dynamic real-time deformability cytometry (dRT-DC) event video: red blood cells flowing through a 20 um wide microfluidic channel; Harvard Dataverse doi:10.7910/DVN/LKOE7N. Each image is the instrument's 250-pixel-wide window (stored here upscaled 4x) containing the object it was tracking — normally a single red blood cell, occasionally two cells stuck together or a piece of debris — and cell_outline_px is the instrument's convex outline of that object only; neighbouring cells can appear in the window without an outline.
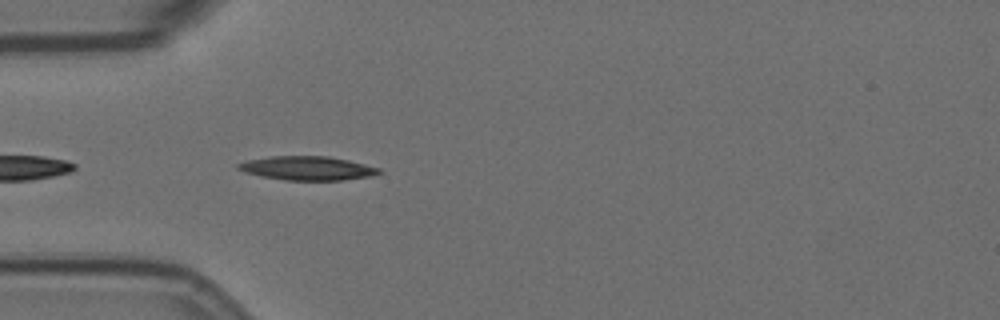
{"species": "Egyptian fruit bat (a non-hibernating species)", "species_latin": "Rousettus aegyptiacus", "temperature_condition": "room temperature", "stored_images_in_passage": 25, "camera_frame_rate_fps": 3000, "um_per_image_px": 0.085, "animal": {"sex": "female"}, "frame": {"image": 1, "passage_image": 3, "time_ms": 0.667, "image_size_px": [1000, 320], "cell_outline_px": [[384, 172], [372, 176], [344, 180], [284, 180], [260, 176], [244, 172], [236, 168], [236, 164], [248, 160], [272, 156], [328, 156], [348, 160], [380, 168]], "centroid_in_image_um": [26.14, 14.3], "position_along_channel_um": 58.9, "area_um2": 19.71}}
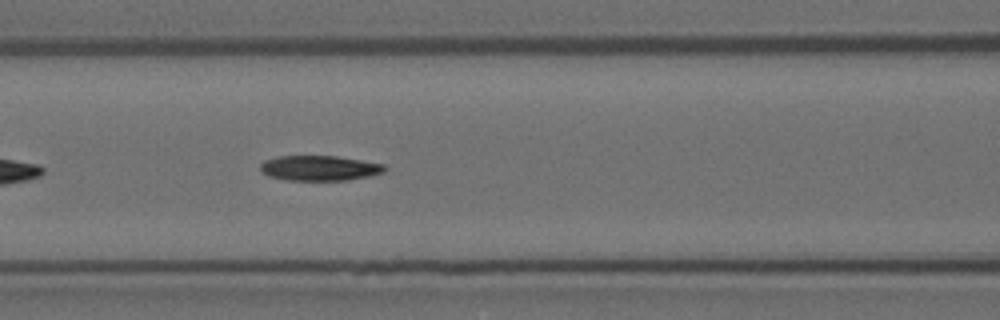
{"frame": {"image": 2, "passage_image": 10, "time_ms": 3.0, "image_size_px": [1000, 320], "cell_outline_px": [[388, 168], [384, 172], [368, 176], [348, 180], [288, 180], [268, 176], [260, 168], [260, 164], [264, 160], [280, 156], [336, 156], [384, 164]], "centroid_in_image_um": [27.17, 14.29], "position_along_channel_um": 139.4, "area_um2": 18.09}}
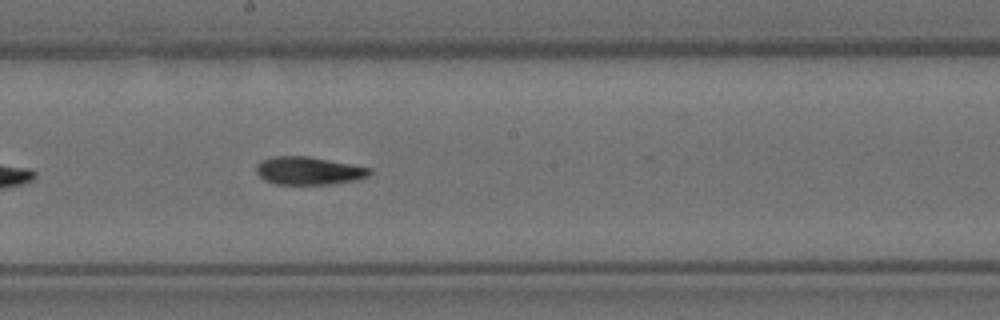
{"frame": {"image": 3, "passage_image": 17, "time_ms": 5.333, "image_size_px": [1000, 320], "cell_outline_px": [[372, 172], [368, 176], [356, 180], [332, 184], [276, 184], [264, 180], [256, 172], [256, 164], [272, 156], [308, 156], [372, 168]], "centroid_in_image_um": [26.24, 14.51], "position_along_channel_um": 222.0, "area_um2": 18.44}}